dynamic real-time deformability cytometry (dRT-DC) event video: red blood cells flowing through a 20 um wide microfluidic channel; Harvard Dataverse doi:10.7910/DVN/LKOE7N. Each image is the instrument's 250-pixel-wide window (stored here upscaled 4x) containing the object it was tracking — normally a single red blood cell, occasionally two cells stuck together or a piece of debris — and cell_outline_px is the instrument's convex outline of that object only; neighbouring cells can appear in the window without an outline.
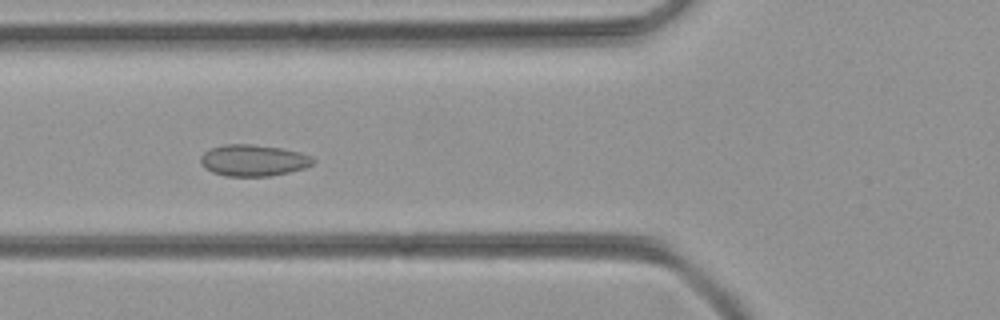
{"species": "common noctule bat (a hibernating species)", "species_latin": "Nyctalus noctula", "temperature_condition": "room temperature", "stored_images_in_passage": 51, "camera_frame_rate_fps": 3000, "um_per_image_px": 0.085, "animal": {"sex": "female", "body_mass_g": 21.9}, "frame": {"image": 1, "passage_image": 19, "time_ms": 6.0, "image_size_px": [1000, 320], "cell_outline_px": [[316, 160], [312, 164], [304, 168], [272, 176], [224, 176], [212, 172], [204, 168], [200, 164], [200, 156], [204, 152], [212, 148], [224, 144], [252, 144], [280, 148], [300, 152], [312, 156]], "centroid_in_image_um": [21.52, 13.63], "position_along_channel_um": 104.3, "area_um2": 20.75}}
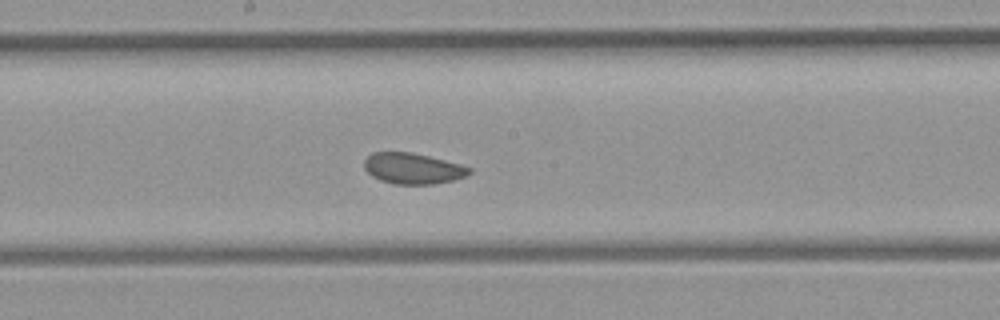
{"frame": {"image": 2, "passage_image": 27, "time_ms": 8.667, "image_size_px": [1000, 320], "cell_outline_px": [[472, 172], [456, 180], [432, 184], [396, 184], [380, 180], [372, 176], [364, 168], [364, 160], [372, 152], [412, 152], [460, 164], [472, 168]], "centroid_in_image_um": [35.09, 14.32], "position_along_channel_um": 213.1, "area_um2": 18.9}}
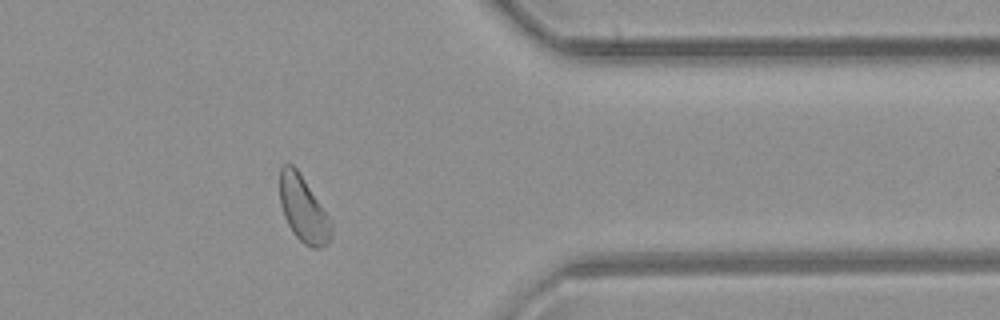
{"frame": {"image": 3, "passage_image": 41, "time_ms": 13.333, "image_size_px": [1000, 320], "cell_outline_px": [[332, 236], [328, 244], [320, 248], [312, 248], [304, 244], [292, 232], [284, 216], [280, 204], [280, 168], [284, 164], [292, 164], [296, 168], [332, 220]], "centroid_in_image_um": [25.8, 17.81], "position_along_channel_um": 385.6, "area_um2": 19.83}}